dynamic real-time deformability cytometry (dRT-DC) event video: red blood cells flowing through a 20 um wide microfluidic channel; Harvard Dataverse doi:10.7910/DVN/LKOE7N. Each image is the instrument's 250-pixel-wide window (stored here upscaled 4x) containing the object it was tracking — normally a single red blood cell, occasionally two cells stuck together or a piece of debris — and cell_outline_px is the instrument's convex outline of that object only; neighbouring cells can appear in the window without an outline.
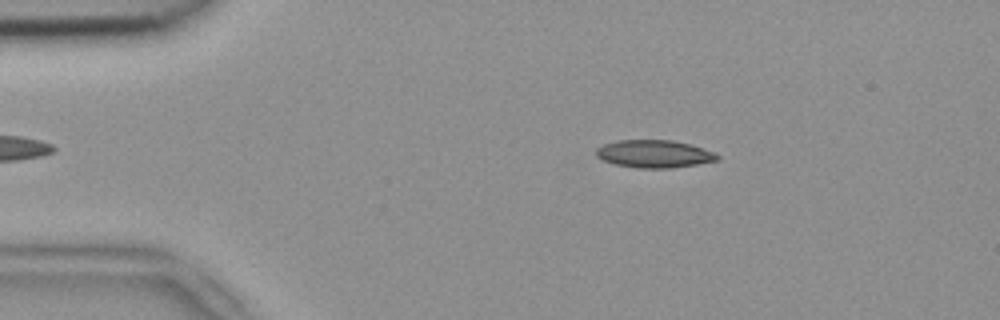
{"species": "common noctule bat (a hibernating species)", "species_latin": "Nyctalus noctula", "temperature_condition": "room temperature", "stored_images_in_passage": 52, "camera_frame_rate_fps": 3000, "um_per_image_px": 0.085, "animal": {"sex": "female", "body_mass_g": 18.4}, "frame": {"image": 1, "passage_image": 9, "time_ms": 2.667, "image_size_px": [1000, 320], "cell_outline_px": [[720, 156], [716, 160], [696, 164], [672, 168], [636, 168], [616, 164], [600, 160], [596, 156], [596, 148], [604, 144], [616, 140], [672, 140], [688, 144], [716, 152]], "centroid_in_image_um": [55.57, 13.08], "position_along_channel_um": 29.4, "area_um2": 19.54}}
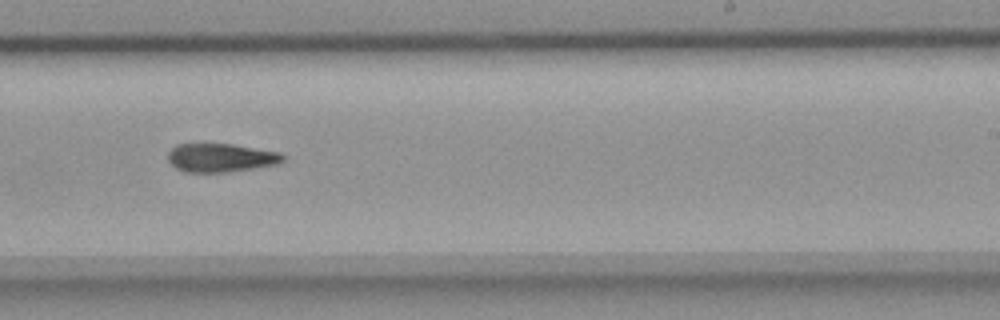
{"frame": {"image": 2, "passage_image": 32, "time_ms": 10.333, "image_size_px": [1000, 320], "cell_outline_px": [[284, 160], [280, 164], [228, 172], [184, 172], [176, 168], [168, 160], [168, 152], [176, 144], [232, 144], [280, 152], [284, 156]], "centroid_in_image_um": [18.78, 13.41], "position_along_channel_um": 270.2, "area_um2": 19.19}}
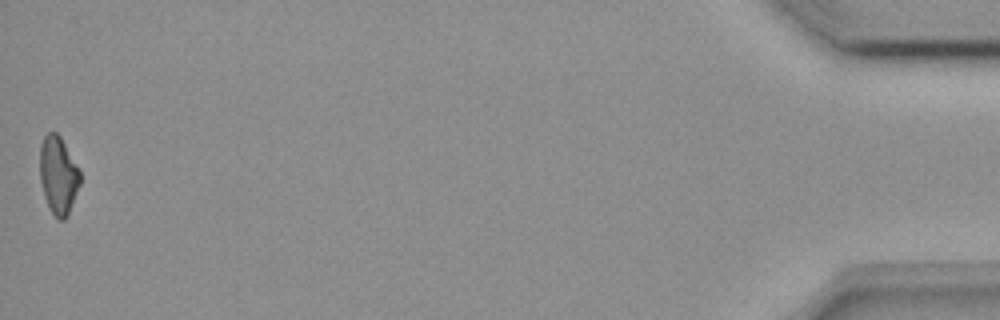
{"frame": {"image": 3, "passage_image": 52, "time_ms": 17.0, "image_size_px": [1000, 320], "cell_outline_px": [[80, 184], [68, 216], [64, 220], [60, 220], [48, 208], [44, 196], [40, 180], [40, 148], [44, 136], [48, 132], [56, 132], [60, 136], [80, 168]], "centroid_in_image_um": [4.96, 14.9], "position_along_channel_um": 430.2, "area_um2": 18.38}}